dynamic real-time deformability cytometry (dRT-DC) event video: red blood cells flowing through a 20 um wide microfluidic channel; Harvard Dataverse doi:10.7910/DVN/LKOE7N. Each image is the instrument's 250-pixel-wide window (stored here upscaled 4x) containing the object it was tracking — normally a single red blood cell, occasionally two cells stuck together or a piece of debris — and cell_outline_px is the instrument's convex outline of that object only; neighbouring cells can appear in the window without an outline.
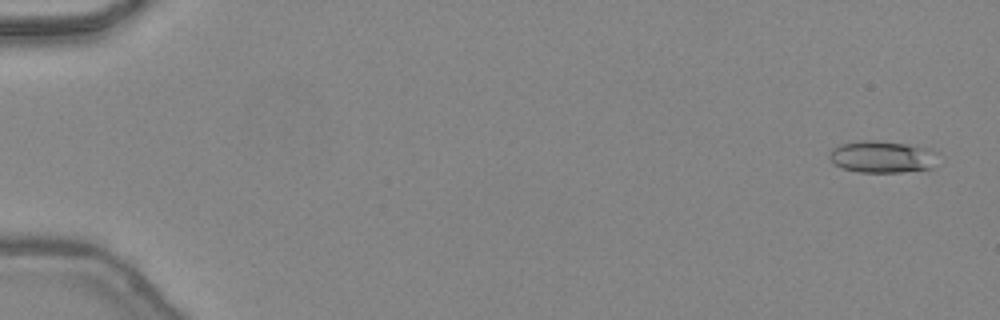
{"species": "common noctule bat (a hibernating species)", "species_latin": "Nyctalus noctula", "temperature_condition": "warm", "stored_images_in_passage": 47, "camera_frame_rate_fps": 3000, "um_per_image_px": 0.085, "animal": {"sex": "female", "body_mass_g": 24.6, "forearm_length_mm": 56.2}, "frame": {"image": 1, "passage_image": 2, "time_ms": 0.333, "image_size_px": [1000, 320], "cell_outline_px": [[936, 168], [900, 172], [860, 172], [844, 168], [836, 164], [828, 156], [832, 148], [840, 144], [860, 140], [876, 140], [932, 148], [936, 152]], "centroid_in_image_um": [75.03, 13.32], "position_along_channel_um": 10.0, "area_um2": 20.29}}
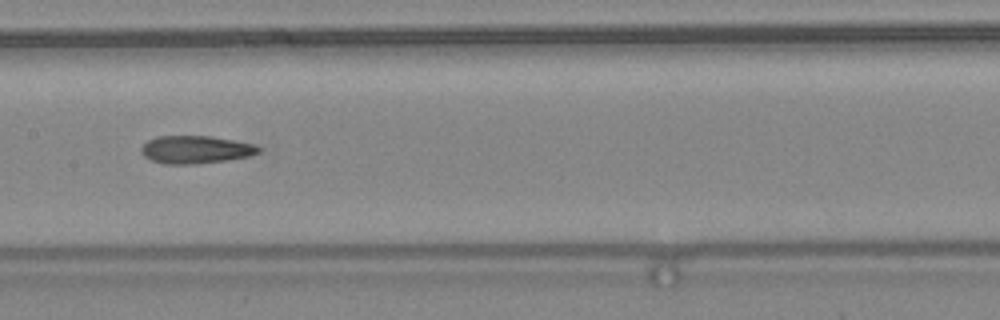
{"frame": {"image": 2, "passage_image": 25, "time_ms": 8.0, "image_size_px": [1000, 320], "cell_outline_px": [[260, 152], [248, 156], [228, 160], [196, 164], [164, 164], [152, 160], [144, 156], [140, 152], [140, 148], [148, 140], [156, 136], [212, 136], [256, 144], [260, 148]], "centroid_in_image_um": [16.63, 12.71], "position_along_channel_um": 190.8, "area_um2": 19.13}}
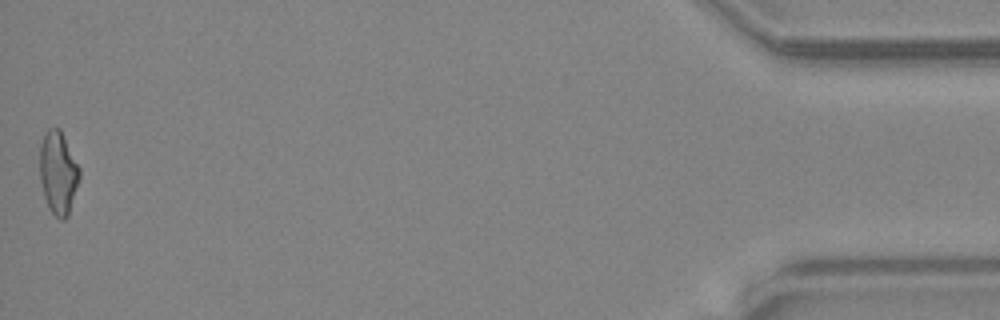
{"frame": {"image": 3, "passage_image": 47, "time_ms": 15.333, "image_size_px": [1000, 320], "cell_outline_px": [[80, 176], [68, 216], [64, 220], [60, 220], [48, 208], [44, 196], [40, 180], [40, 144], [48, 128], [60, 128], [80, 168]], "centroid_in_image_um": [4.94, 14.69], "position_along_channel_um": 430.3, "area_um2": 19.13}, "authors_computed_cell_mechanics": {"area_um2": 19.1318, "velocity_mm_per_s": 4.4843, "shape_relaxation_time_tau1_ms": null, "shape_relaxation_time_tau2_ms": 4.0413, "deformation_change_tau1": null, "deformation_change_tau2": 0.1561}}